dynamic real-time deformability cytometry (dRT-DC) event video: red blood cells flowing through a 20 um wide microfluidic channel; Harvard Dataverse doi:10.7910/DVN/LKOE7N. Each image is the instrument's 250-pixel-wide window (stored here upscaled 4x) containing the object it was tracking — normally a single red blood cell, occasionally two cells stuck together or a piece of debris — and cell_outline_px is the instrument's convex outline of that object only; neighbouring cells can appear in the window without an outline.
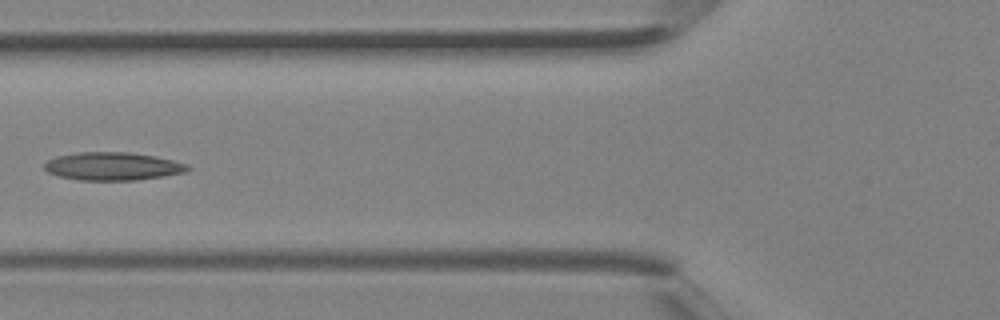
{"species": "Egyptian fruit bat (a non-hibernating species)", "species_latin": "Rousettus aegyptiacus", "temperature_condition": "room temperature", "stored_images_in_passage": 4, "camera_frame_rate_fps": 3000, "um_per_image_px": 0.085, "animal": {"sex": "female"}, "frame": {"image": 1, "passage_image": 4, "time_ms": 1.0, "image_size_px": [1000, 320], "cell_outline_px": [[192, 168], [184, 172], [164, 176], [136, 180], [80, 180], [60, 176], [48, 172], [44, 168], [44, 164], [48, 160], [56, 156], [80, 152], [128, 152], [156, 156], [188, 164]], "centroid_in_image_um": [9.6, 14.13], "position_along_channel_um": 116.2, "area_um2": 23.35}}